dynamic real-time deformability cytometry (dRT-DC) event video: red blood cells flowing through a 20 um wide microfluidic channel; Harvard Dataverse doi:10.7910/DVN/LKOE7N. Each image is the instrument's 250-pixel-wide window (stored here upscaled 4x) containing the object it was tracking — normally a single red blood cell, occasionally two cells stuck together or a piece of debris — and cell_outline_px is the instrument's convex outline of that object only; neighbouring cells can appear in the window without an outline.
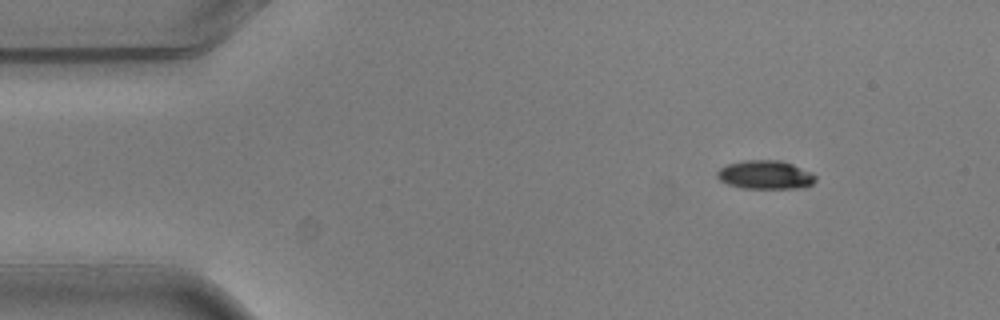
{"species": "common noctule bat (a hibernating species)", "species_latin": "Nyctalus noctula", "temperature_condition": "warm", "stored_images_in_passage": 5, "camera_frame_rate_fps": 3000, "um_per_image_px": 0.085, "animal": {"sex": "male", "body_mass_g": 20.5, "forearm_length_mm": 52.5}, "frame": {"image": 1, "passage_image": 1, "time_ms": 0.0, "image_size_px": [1000, 320], "cell_outline_px": [[816, 180], [812, 184], [804, 188], [744, 188], [728, 184], [720, 180], [716, 176], [716, 172], [720, 168], [728, 164], [744, 160], [780, 160], [792, 164], [812, 172], [816, 176]], "centroid_in_image_um": [65.07, 14.86], "position_along_channel_um": 19.9, "area_um2": 16.47}}
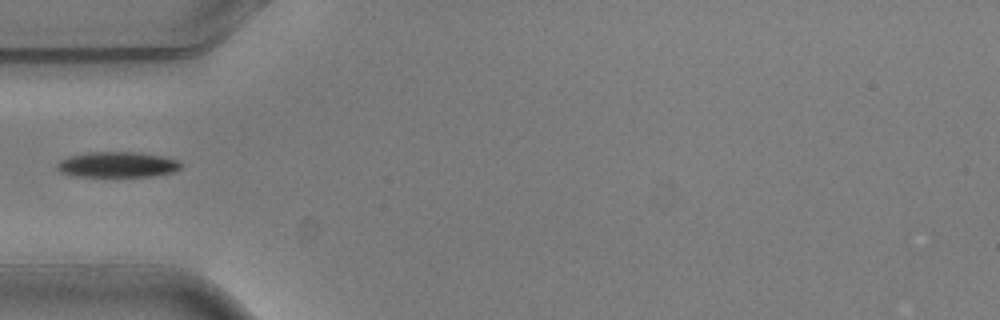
{"frame": {"image": 2, "passage_image": 4, "time_ms": 1.0, "image_size_px": [1000, 320], "cell_outline_px": [[184, 164], [180, 168], [172, 172], [152, 176], [76, 176], [60, 172], [56, 168], [56, 164], [60, 160], [68, 156], [92, 152], [140, 152], [164, 156], [180, 160]], "centroid_in_image_um": [10.01, 13.98], "position_along_channel_um": 75.0, "area_um2": 18.55}}
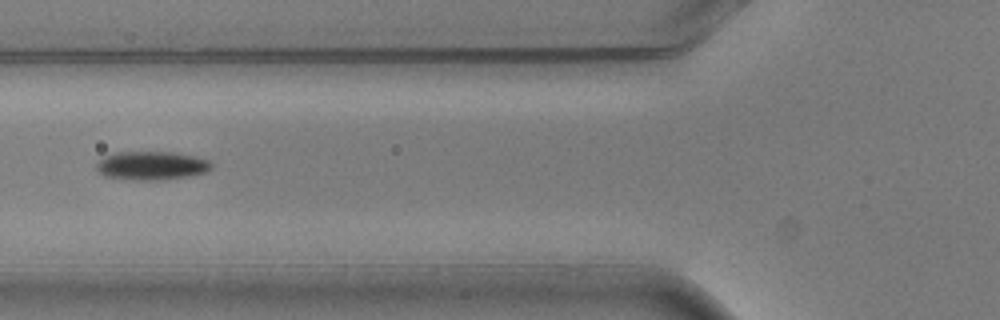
{"frame": {"image": 3, "passage_image": 5, "time_ms": 1.333, "image_size_px": [1000, 320], "cell_outline_px": [[212, 168], [204, 172], [184, 176], [156, 180], [132, 180], [104, 176], [96, 172], [96, 160], [104, 156], [116, 152], [172, 152], [192, 156], [208, 160], [212, 164]], "centroid_in_image_um": [12.77, 14.07], "position_along_channel_um": 113.0, "area_um2": 19.07}}